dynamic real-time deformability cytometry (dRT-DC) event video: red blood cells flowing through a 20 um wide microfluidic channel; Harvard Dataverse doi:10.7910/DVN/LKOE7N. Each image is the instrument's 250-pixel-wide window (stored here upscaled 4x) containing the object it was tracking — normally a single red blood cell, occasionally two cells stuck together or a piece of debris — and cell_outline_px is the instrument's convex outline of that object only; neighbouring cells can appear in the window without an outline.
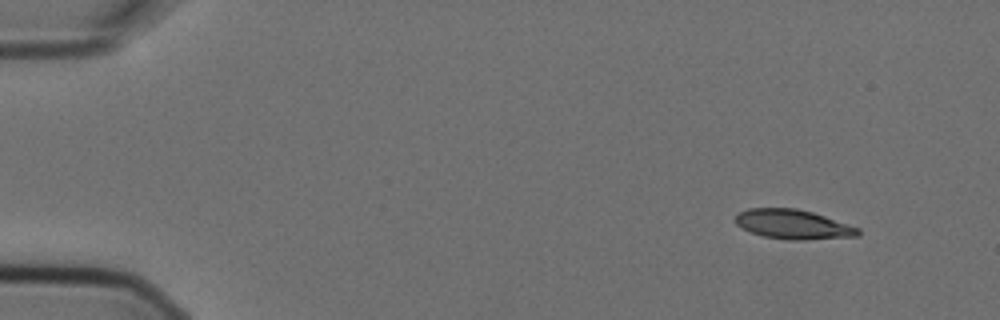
{"species": "Egyptian fruit bat (a non-hibernating species)", "species_latin": "Rousettus aegyptiacus", "temperature_condition": "cold", "stored_images_in_passage": 7, "camera_frame_rate_fps": 3000, "um_per_image_px": 0.085, "animal": {"sex": "female"}, "frame": {"image": 1, "passage_image": 1, "time_ms": 0.0, "image_size_px": [1000, 320], "cell_outline_px": [[860, 236], [804, 240], [788, 240], [764, 236], [752, 232], [736, 224], [732, 220], [740, 212], [748, 208], [796, 208], [812, 212], [860, 228]], "centroid_in_image_um": [67.42, 19.07], "position_along_channel_um": 17.6, "area_um2": 21.04}}
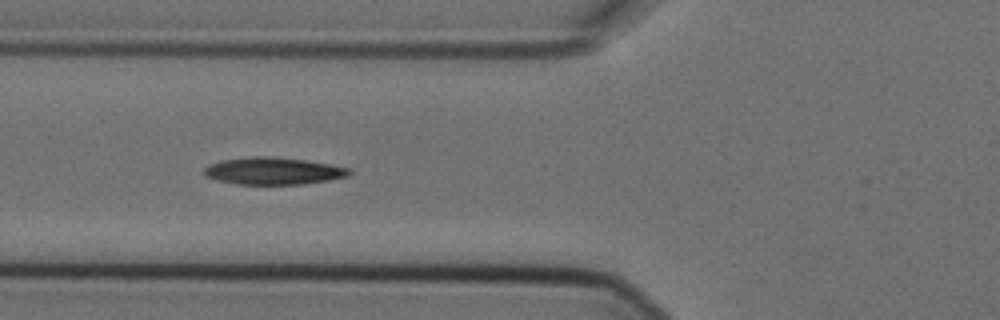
{"frame": {"image": 2, "passage_image": 5, "time_ms": 1.333, "image_size_px": [1000, 320], "cell_outline_px": [[352, 172], [348, 176], [328, 180], [304, 184], [236, 184], [216, 180], [204, 176], [204, 168], [208, 164], [220, 160], [252, 156], [272, 156], [304, 160], [328, 164], [348, 168]], "centroid_in_image_um": [23.17, 14.53], "position_along_channel_um": 102.6, "area_um2": 23.0}}
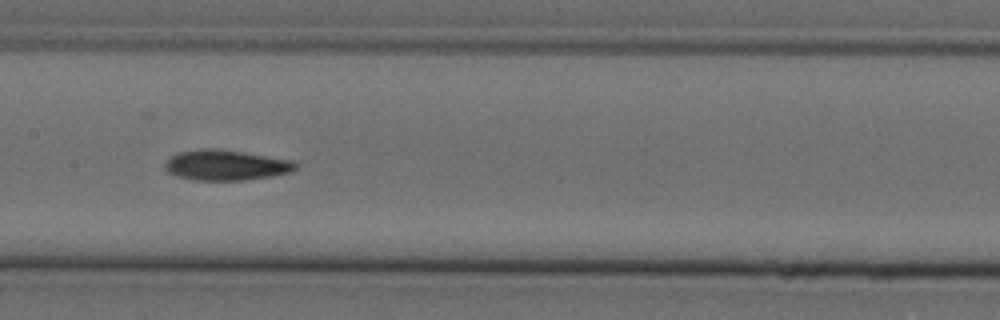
{"frame": {"image": 3, "passage_image": 7, "time_ms": 2.0, "image_size_px": [1000, 320], "cell_outline_px": [[296, 168], [292, 172], [272, 176], [244, 180], [192, 180], [176, 176], [168, 172], [164, 168], [164, 164], [176, 152], [200, 148], [220, 148], [292, 160], [296, 164]], "centroid_in_image_um": [19.17, 14.03], "position_along_channel_um": 188.2, "area_um2": 23.35}}